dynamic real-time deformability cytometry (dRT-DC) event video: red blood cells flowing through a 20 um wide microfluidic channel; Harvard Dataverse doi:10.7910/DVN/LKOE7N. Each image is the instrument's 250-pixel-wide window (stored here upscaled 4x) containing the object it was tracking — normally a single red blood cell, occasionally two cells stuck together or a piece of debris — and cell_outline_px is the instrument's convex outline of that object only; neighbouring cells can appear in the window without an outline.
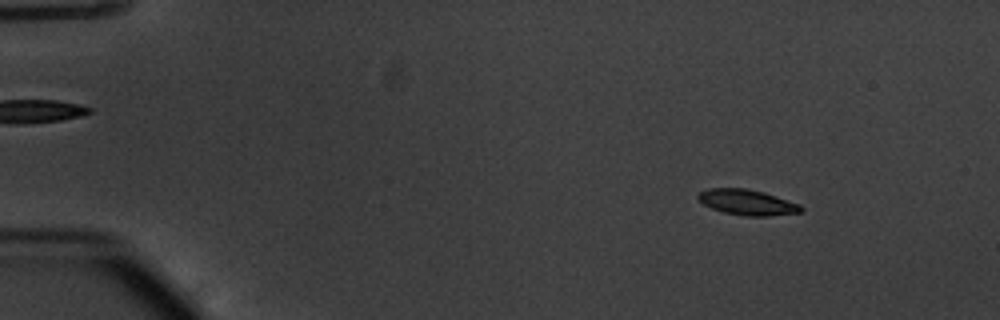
{"species": "common noctule bat (a hibernating species)", "species_latin": "Nyctalus noctula", "temperature_condition": "warm", "stored_images_in_passage": 54, "camera_frame_rate_fps": 3000, "um_per_image_px": 0.085, "animal": {"sex": "male", "body_mass_g": 20.1, "forearm_length_mm": 53.5}, "frame": {"image": 1, "passage_image": 7, "time_ms": 2.0, "image_size_px": [1000, 320], "cell_outline_px": [[804, 212], [768, 216], [744, 216], [724, 212], [712, 208], [704, 204], [696, 196], [700, 192], [708, 188], [748, 188], [764, 192], [800, 204], [804, 208]], "centroid_in_image_um": [63.55, 17.19], "position_along_channel_um": 21.4, "area_um2": 15.37}}
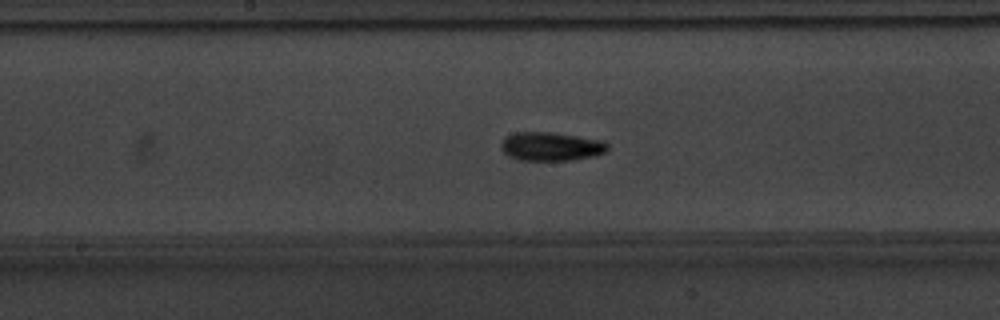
{"frame": {"image": 2, "passage_image": 29, "time_ms": 9.333, "image_size_px": [1000, 320], "cell_outline_px": [[608, 148], [604, 152], [596, 156], [572, 160], [520, 160], [508, 156], [500, 148], [500, 144], [504, 136], [516, 132], [552, 132], [604, 140], [608, 144]], "centroid_in_image_um": [46.82, 12.44], "position_along_channel_um": 201.4, "area_um2": 18.03}}
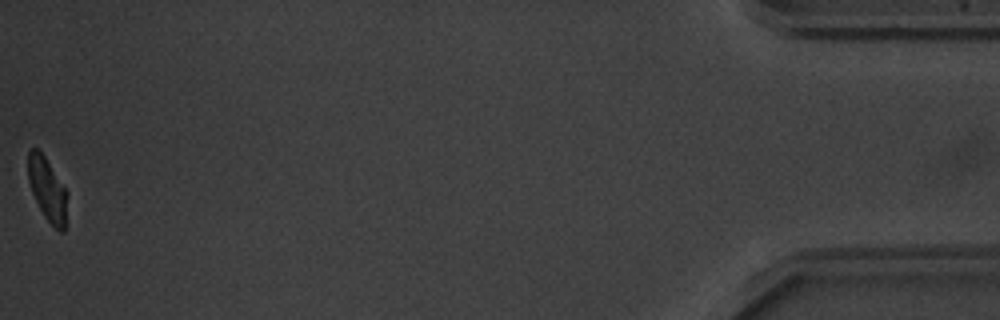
{"frame": {"image": 3, "passage_image": 54, "time_ms": 17.667, "image_size_px": [1000, 320], "cell_outline_px": [[68, 192], [64, 232], [60, 232], [44, 216], [32, 192], [28, 180], [28, 152], [32, 148], [36, 148], [44, 156]], "centroid_in_image_um": [4.03, 16.1], "position_along_channel_um": 431.2, "area_um2": 14.22}, "authors_computed_cell_mechanics": {"area_um2": 15.7794, "velocity_mm_per_s": 3.8173, "shape_relaxation_time_tau1_ms": 3.1414, "shape_relaxation_time_tau2_ms": 4.5449, "deformation_change_tau1": 0.1227, "deformation_change_tau2": 0.093}}